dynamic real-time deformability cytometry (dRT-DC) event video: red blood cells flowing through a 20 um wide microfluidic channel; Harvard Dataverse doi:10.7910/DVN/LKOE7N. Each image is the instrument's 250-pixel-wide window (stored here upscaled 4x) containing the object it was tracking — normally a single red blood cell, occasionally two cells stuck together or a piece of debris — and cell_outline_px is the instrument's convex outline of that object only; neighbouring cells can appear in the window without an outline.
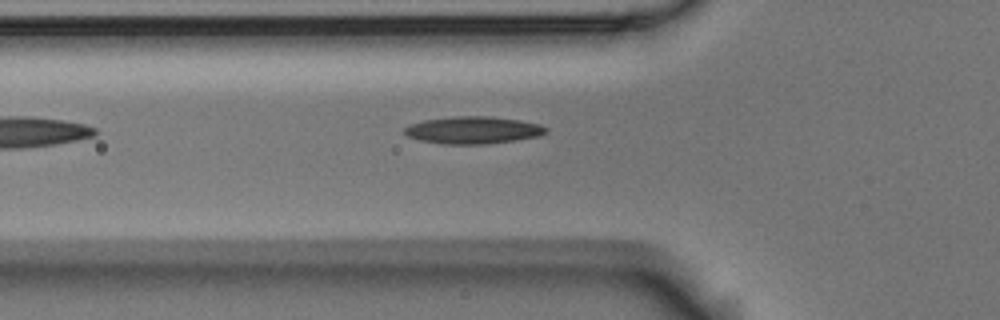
{"species": "Egyptian fruit bat (a non-hibernating species)", "species_latin": "Rousettus aegyptiacus", "temperature_condition": "room temperature", "stored_images_in_passage": 4, "camera_frame_rate_fps": 3000, "um_per_image_px": 0.085, "animal": {"sex": "male"}, "frame": {"image": 1, "passage_image": 4, "time_ms": 1.0, "image_size_px": [1000, 320], "cell_outline_px": [[548, 132], [540, 136], [516, 140], [484, 144], [440, 144], [420, 140], [408, 136], [404, 132], [404, 128], [408, 124], [424, 120], [456, 116], [488, 116], [520, 120], [540, 124], [548, 128]], "centroid_in_image_um": [40.23, 11.06], "position_along_channel_um": 85.6, "area_um2": 22.6}}